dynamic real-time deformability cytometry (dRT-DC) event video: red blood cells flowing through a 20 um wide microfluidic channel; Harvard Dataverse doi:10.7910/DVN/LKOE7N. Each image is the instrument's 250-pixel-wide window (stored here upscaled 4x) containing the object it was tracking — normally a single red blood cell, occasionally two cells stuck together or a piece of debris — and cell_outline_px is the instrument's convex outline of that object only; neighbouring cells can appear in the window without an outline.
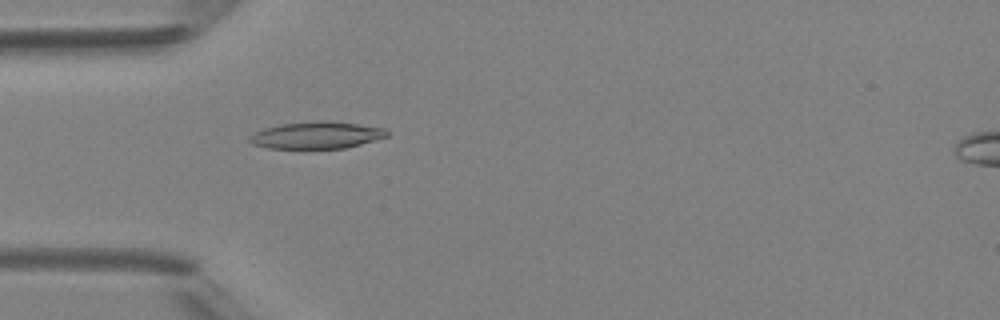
{"species": "Egyptian fruit bat (a non-hibernating species)", "species_latin": "Rousettus aegyptiacus", "temperature_condition": "room temperature", "stored_images_in_passage": 5, "camera_frame_rate_fps": 3000, "um_per_image_px": 0.085, "animal": {"sex": "female"}, "frame": {"image": 1, "passage_image": 5, "time_ms": 4.667, "image_size_px": [1000, 320], "cell_outline_px": [[388, 136], [376, 140], [344, 148], [268, 148], [252, 144], [248, 140], [248, 136], [264, 128], [280, 124], [324, 120], [356, 124], [384, 128], [388, 132]], "centroid_in_image_um": [26.89, 11.49], "position_along_channel_um": 58.1, "area_um2": 21.44}}